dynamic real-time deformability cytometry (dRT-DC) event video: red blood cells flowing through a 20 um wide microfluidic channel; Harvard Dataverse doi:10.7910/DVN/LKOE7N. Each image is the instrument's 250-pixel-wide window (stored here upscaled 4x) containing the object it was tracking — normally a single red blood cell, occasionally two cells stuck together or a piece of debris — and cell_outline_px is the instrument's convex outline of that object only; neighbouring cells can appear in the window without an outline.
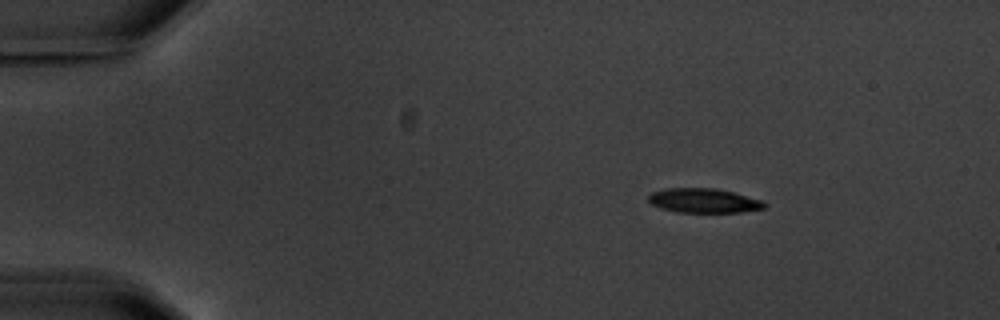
{"species": "common noctule bat (a hibernating species)", "species_latin": "Nyctalus noctula", "temperature_condition": "warm", "stored_images_in_passage": 7, "camera_frame_rate_fps": 3000, "um_per_image_px": 0.085, "animal": {"sex": "male", "body_mass_g": 20.1, "forearm_length_mm": 53.5}, "frame": {"image": 1, "passage_image": 2, "time_ms": 1.333, "image_size_px": [1000, 320], "cell_outline_px": [[768, 204], [764, 208], [740, 212], [676, 212], [660, 208], [652, 204], [648, 200], [648, 196], [652, 192], [664, 188], [716, 188], [764, 200]], "centroid_in_image_um": [59.82, 17.05], "position_along_channel_um": 25.2, "area_um2": 16.59}}
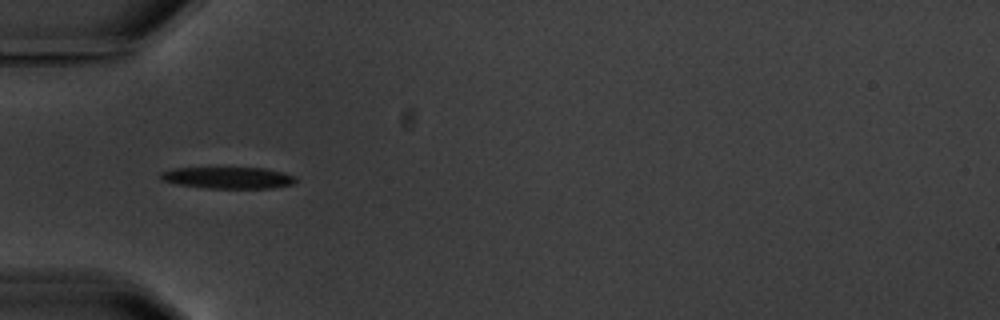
{"frame": {"image": 2, "passage_image": 5, "time_ms": 4.667, "image_size_px": [1000, 320], "cell_outline_px": [[296, 180], [292, 184], [272, 188], [208, 188], [176, 184], [160, 180], [160, 172], [172, 168], [264, 168], [284, 172], [296, 176]], "centroid_in_image_um": [19.37, 15.11], "position_along_channel_um": 65.6, "area_um2": 17.05}}
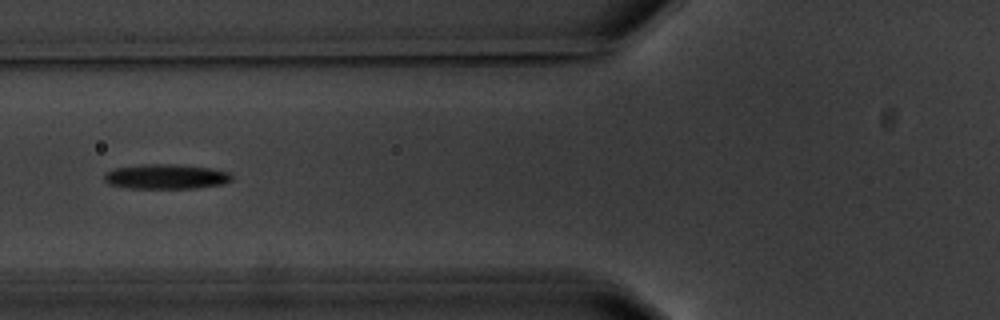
{"frame": {"image": 3, "passage_image": 6, "time_ms": 6.0, "image_size_px": [1000, 320], "cell_outline_px": [[232, 180], [224, 184], [196, 188], [128, 188], [108, 184], [104, 180], [104, 172], [112, 168], [140, 164], [172, 164], [212, 168], [232, 172]], "centroid_in_image_um": [14.1, 15.0], "position_along_channel_um": 111.7, "area_um2": 18.79}}